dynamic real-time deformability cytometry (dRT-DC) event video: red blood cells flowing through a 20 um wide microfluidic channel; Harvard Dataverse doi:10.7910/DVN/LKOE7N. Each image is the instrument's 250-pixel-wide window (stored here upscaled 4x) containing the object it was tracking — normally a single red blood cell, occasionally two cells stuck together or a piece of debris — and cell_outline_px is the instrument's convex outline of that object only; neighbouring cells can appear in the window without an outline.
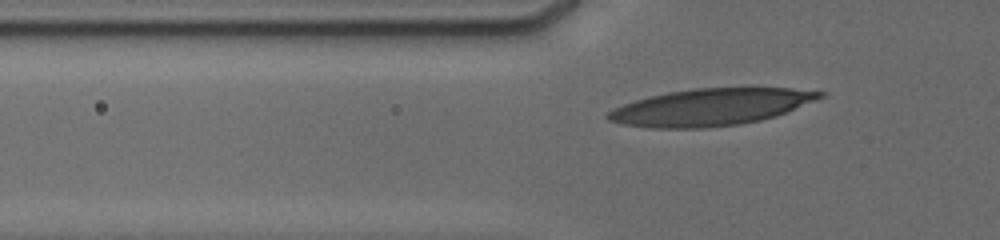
{"species": "human", "species_latin": "Homo sapiens", "temperature_condition": "cold", "stored_images_in_passage": 19, "camera_frame_rate_fps": 3000, "um_per_image_px": 0.085, "donor": {"sex": "male"}, "frame": {"image": 1, "passage_image": 7, "time_ms": 1.667, "image_size_px": [1000, 240], "cell_outline_px": [[824, 96], [776, 116], [760, 120], [740, 124], [704, 128], [652, 128], [620, 124], [608, 120], [604, 116], [612, 108], [636, 100], [668, 92], [696, 88], [792, 88], [824, 92]], "centroid_in_image_um": [60.36, 9.11], "position_along_channel_um": 65.4, "area_um2": 45.26}}
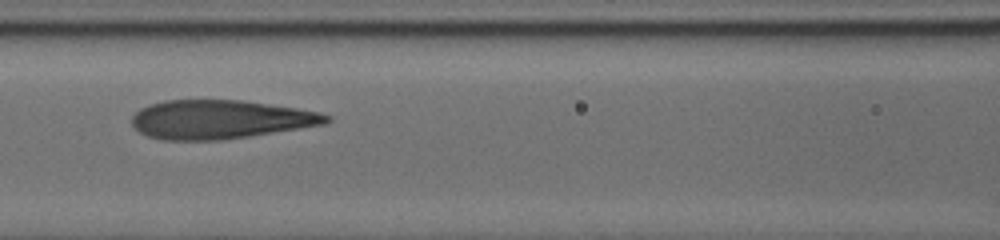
{"frame": {"image": 2, "passage_image": 12, "time_ms": 4.0, "image_size_px": [1000, 240], "cell_outline_px": [[332, 120], [324, 124], [248, 136], [220, 140], [164, 140], [148, 136], [140, 132], [132, 124], [132, 116], [140, 108], [164, 100], [244, 100], [296, 108], [320, 112], [332, 116]], "centroid_in_image_um": [18.71, 10.14], "position_along_channel_um": 147.9, "area_um2": 43.75}}
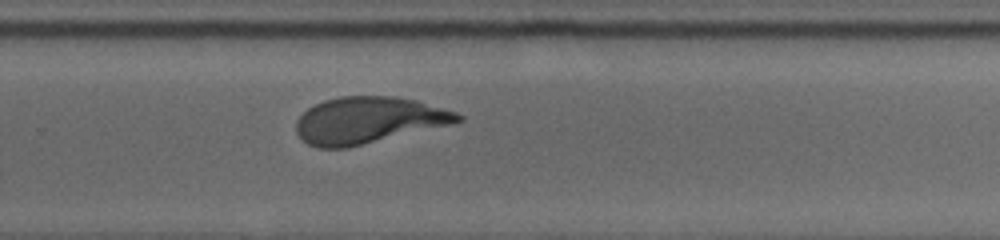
{"frame": {"image": 3, "passage_image": 19, "time_ms": 8.0, "image_size_px": [1000, 240], "cell_outline_px": [[464, 120], [452, 124], [348, 148], [316, 148], [308, 144], [296, 132], [296, 120], [308, 108], [324, 100], [340, 96], [396, 96], [416, 100], [456, 112], [464, 116]], "centroid_in_image_um": [31.32, 10.22], "position_along_channel_um": 298.5, "area_um2": 43.93}}